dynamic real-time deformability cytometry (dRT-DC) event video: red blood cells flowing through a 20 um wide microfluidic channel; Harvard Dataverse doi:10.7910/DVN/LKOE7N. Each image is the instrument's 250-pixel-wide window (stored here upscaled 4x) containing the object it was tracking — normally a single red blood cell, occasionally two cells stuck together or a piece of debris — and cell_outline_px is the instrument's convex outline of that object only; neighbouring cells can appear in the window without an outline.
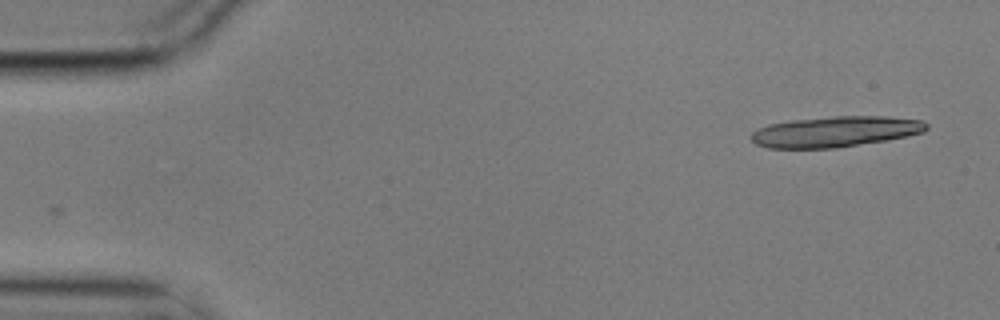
{"species": "common noctule bat (a hibernating species)", "species_latin": "Nyctalus noctula", "temperature_condition": "cold", "stored_images_in_passage": 2, "camera_frame_rate_fps": 3000, "um_per_image_px": 0.085, "animal": {"sex": "male", "body_mass_g": 17.9}, "frame": {"image": 1, "passage_image": 2, "time_ms": 0.333, "image_size_px": [1000, 320], "cell_outline_px": [[928, 128], [924, 132], [884, 140], [836, 148], [768, 148], [756, 144], [748, 136], [756, 128], [768, 124], [792, 120], [836, 116], [888, 116], [924, 120], [928, 124]], "centroid_in_image_um": [70.97, 11.18], "position_along_channel_um": 14.0, "area_um2": 31.44}}